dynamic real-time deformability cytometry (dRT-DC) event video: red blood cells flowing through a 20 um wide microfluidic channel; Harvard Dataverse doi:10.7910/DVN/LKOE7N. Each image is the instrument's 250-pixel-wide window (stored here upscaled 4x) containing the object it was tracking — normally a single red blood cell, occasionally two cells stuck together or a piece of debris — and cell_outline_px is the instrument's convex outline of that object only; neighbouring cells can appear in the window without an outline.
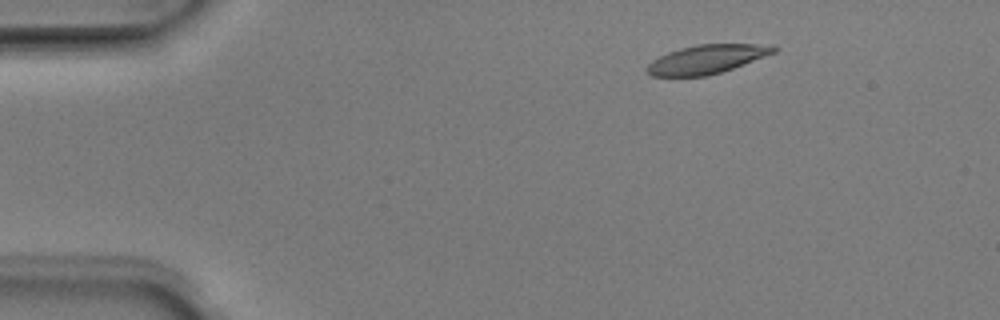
{"species": "Egyptian fruit bat (a non-hibernating species)", "species_latin": "Rousettus aegyptiacus", "temperature_condition": "room temperature", "stored_images_in_passage": 51, "camera_frame_rate_fps": 3000, "um_per_image_px": 0.085, "animal": {"sex": "male"}, "frame": {"image": 1, "passage_image": 7, "time_ms": 2.0, "image_size_px": [1000, 320], "cell_outline_px": [[776, 52], [732, 68], [708, 76], [652, 76], [644, 68], [652, 60], [668, 52], [680, 48], [696, 44], [776, 44]], "centroid_in_image_um": [60.07, 5.02], "position_along_channel_um": 24.9, "area_um2": 21.21}}
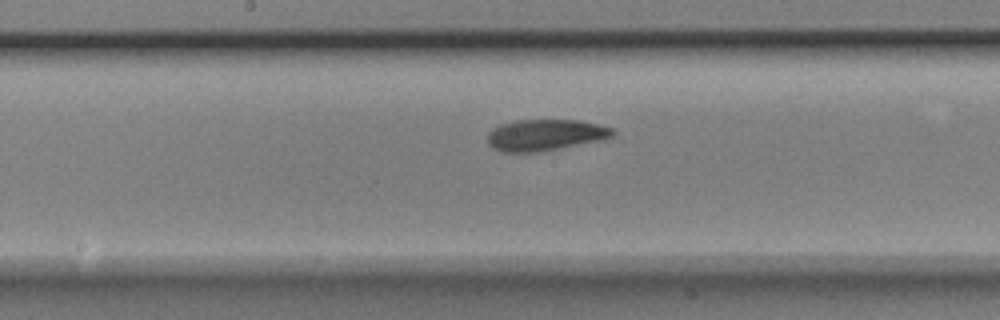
{"frame": {"image": 2, "passage_image": 26, "time_ms": 8.333, "image_size_px": [1000, 320], "cell_outline_px": [[616, 132], [612, 136], [604, 140], [540, 152], [500, 152], [492, 148], [488, 144], [488, 132], [492, 128], [500, 124], [516, 120], [576, 120], [600, 124], [612, 128]], "centroid_in_image_um": [46.34, 11.48], "position_along_channel_um": 201.9, "area_um2": 23.18}}
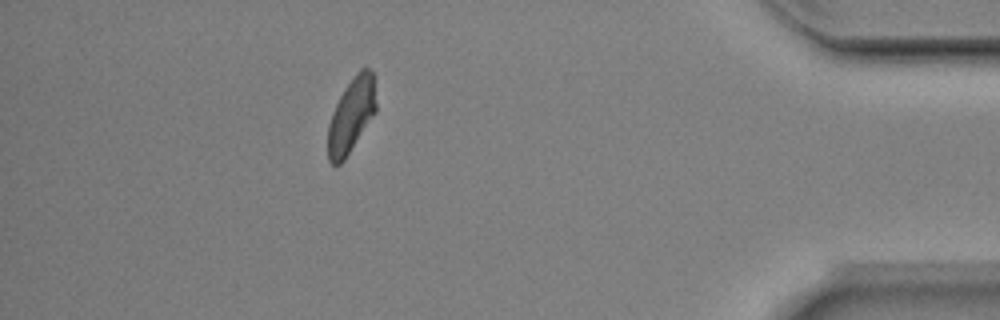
{"frame": {"image": 3, "passage_image": 45, "time_ms": 14.667, "image_size_px": [1000, 320], "cell_outline_px": [[376, 112], [344, 160], [340, 164], [332, 164], [328, 160], [328, 124], [332, 112], [344, 88], [356, 72], [360, 68], [368, 68], [372, 72], [376, 104]], "centroid_in_image_um": [29.85, 9.8], "position_along_channel_um": 405.4, "area_um2": 20.75}, "authors_computed_cell_mechanics": {"area_um2": 22.253, "velocity_mm_per_s": 3.9546, "shape_relaxation_time_tau1_ms": 4.4651, "shape_relaxation_time_tau2_ms": 6.0897, "deformation_change_tau1": 0.1499, "deformation_change_tau2": 0.1259}}